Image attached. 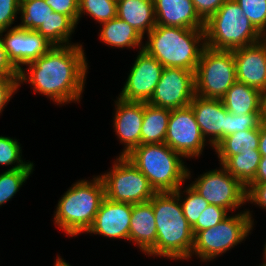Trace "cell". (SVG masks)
Here are the masks:
<instances>
[{
  "label": "cell",
  "instance_id": "8992f818",
  "mask_svg": "<svg viewBox=\"0 0 266 266\" xmlns=\"http://www.w3.org/2000/svg\"><path fill=\"white\" fill-rule=\"evenodd\" d=\"M206 46L234 50L261 41L264 36L234 0H227L204 25Z\"/></svg>",
  "mask_w": 266,
  "mask_h": 266
},
{
  "label": "cell",
  "instance_id": "1f68e13d",
  "mask_svg": "<svg viewBox=\"0 0 266 266\" xmlns=\"http://www.w3.org/2000/svg\"><path fill=\"white\" fill-rule=\"evenodd\" d=\"M33 171L34 169H16L0 173V207L16 196Z\"/></svg>",
  "mask_w": 266,
  "mask_h": 266
},
{
  "label": "cell",
  "instance_id": "60d3db41",
  "mask_svg": "<svg viewBox=\"0 0 266 266\" xmlns=\"http://www.w3.org/2000/svg\"><path fill=\"white\" fill-rule=\"evenodd\" d=\"M0 76L7 78H19V70L8 59L0 37Z\"/></svg>",
  "mask_w": 266,
  "mask_h": 266
},
{
  "label": "cell",
  "instance_id": "5bb4252c",
  "mask_svg": "<svg viewBox=\"0 0 266 266\" xmlns=\"http://www.w3.org/2000/svg\"><path fill=\"white\" fill-rule=\"evenodd\" d=\"M0 37L8 59L18 70L53 47L45 37L34 30L15 27L0 31Z\"/></svg>",
  "mask_w": 266,
  "mask_h": 266
},
{
  "label": "cell",
  "instance_id": "484cf974",
  "mask_svg": "<svg viewBox=\"0 0 266 266\" xmlns=\"http://www.w3.org/2000/svg\"><path fill=\"white\" fill-rule=\"evenodd\" d=\"M53 9L45 0H29L20 3V23L16 25L21 30H34L47 39V20Z\"/></svg>",
  "mask_w": 266,
  "mask_h": 266
},
{
  "label": "cell",
  "instance_id": "52a82bcc",
  "mask_svg": "<svg viewBox=\"0 0 266 266\" xmlns=\"http://www.w3.org/2000/svg\"><path fill=\"white\" fill-rule=\"evenodd\" d=\"M252 212L240 210L237 214H229L218 225L198 231L194 235L190 260L195 255L201 262L213 261L245 241L255 227Z\"/></svg>",
  "mask_w": 266,
  "mask_h": 266
},
{
  "label": "cell",
  "instance_id": "9a60e30c",
  "mask_svg": "<svg viewBox=\"0 0 266 266\" xmlns=\"http://www.w3.org/2000/svg\"><path fill=\"white\" fill-rule=\"evenodd\" d=\"M113 130L124 146L119 156H127L141 145V128L144 102L126 101L117 97L114 101Z\"/></svg>",
  "mask_w": 266,
  "mask_h": 266
},
{
  "label": "cell",
  "instance_id": "f35d334b",
  "mask_svg": "<svg viewBox=\"0 0 266 266\" xmlns=\"http://www.w3.org/2000/svg\"><path fill=\"white\" fill-rule=\"evenodd\" d=\"M19 90L18 78H7L0 76V113L4 111L7 104ZM0 114V115H1Z\"/></svg>",
  "mask_w": 266,
  "mask_h": 266
},
{
  "label": "cell",
  "instance_id": "74e56055",
  "mask_svg": "<svg viewBox=\"0 0 266 266\" xmlns=\"http://www.w3.org/2000/svg\"><path fill=\"white\" fill-rule=\"evenodd\" d=\"M246 203L266 210V182L250 183L246 187Z\"/></svg>",
  "mask_w": 266,
  "mask_h": 266
},
{
  "label": "cell",
  "instance_id": "7c38bea8",
  "mask_svg": "<svg viewBox=\"0 0 266 266\" xmlns=\"http://www.w3.org/2000/svg\"><path fill=\"white\" fill-rule=\"evenodd\" d=\"M195 95V73L193 71L166 67L147 103L174 110L189 106Z\"/></svg>",
  "mask_w": 266,
  "mask_h": 266
},
{
  "label": "cell",
  "instance_id": "d6986e66",
  "mask_svg": "<svg viewBox=\"0 0 266 266\" xmlns=\"http://www.w3.org/2000/svg\"><path fill=\"white\" fill-rule=\"evenodd\" d=\"M156 25L204 29L192 0H153Z\"/></svg>",
  "mask_w": 266,
  "mask_h": 266
},
{
  "label": "cell",
  "instance_id": "603a6c76",
  "mask_svg": "<svg viewBox=\"0 0 266 266\" xmlns=\"http://www.w3.org/2000/svg\"><path fill=\"white\" fill-rule=\"evenodd\" d=\"M228 112L234 115L265 113L262 105V92L245 83L236 81L221 98Z\"/></svg>",
  "mask_w": 266,
  "mask_h": 266
},
{
  "label": "cell",
  "instance_id": "cb8c5ba5",
  "mask_svg": "<svg viewBox=\"0 0 266 266\" xmlns=\"http://www.w3.org/2000/svg\"><path fill=\"white\" fill-rule=\"evenodd\" d=\"M260 128L239 131L224 137L214 148L219 159L218 164H224L231 156L243 154L246 151L258 150Z\"/></svg>",
  "mask_w": 266,
  "mask_h": 266
},
{
  "label": "cell",
  "instance_id": "4dcf8cb0",
  "mask_svg": "<svg viewBox=\"0 0 266 266\" xmlns=\"http://www.w3.org/2000/svg\"><path fill=\"white\" fill-rule=\"evenodd\" d=\"M28 161V162H27ZM22 158V147L19 139L0 136V166H10L7 170L34 169L33 162Z\"/></svg>",
  "mask_w": 266,
  "mask_h": 266
},
{
  "label": "cell",
  "instance_id": "f546056e",
  "mask_svg": "<svg viewBox=\"0 0 266 266\" xmlns=\"http://www.w3.org/2000/svg\"><path fill=\"white\" fill-rule=\"evenodd\" d=\"M174 193L179 197L182 211L188 224L193 227L201 213L208 207L209 203L189 184L185 187L182 185Z\"/></svg>",
  "mask_w": 266,
  "mask_h": 266
},
{
  "label": "cell",
  "instance_id": "f6af8a7d",
  "mask_svg": "<svg viewBox=\"0 0 266 266\" xmlns=\"http://www.w3.org/2000/svg\"><path fill=\"white\" fill-rule=\"evenodd\" d=\"M262 105L266 116V88L262 91Z\"/></svg>",
  "mask_w": 266,
  "mask_h": 266
},
{
  "label": "cell",
  "instance_id": "d6a6232c",
  "mask_svg": "<svg viewBox=\"0 0 266 266\" xmlns=\"http://www.w3.org/2000/svg\"><path fill=\"white\" fill-rule=\"evenodd\" d=\"M253 26L266 37V0H234Z\"/></svg>",
  "mask_w": 266,
  "mask_h": 266
},
{
  "label": "cell",
  "instance_id": "5b68a950",
  "mask_svg": "<svg viewBox=\"0 0 266 266\" xmlns=\"http://www.w3.org/2000/svg\"><path fill=\"white\" fill-rule=\"evenodd\" d=\"M126 158L144 174L156 193L175 192L192 176L185 159L166 143L139 145Z\"/></svg>",
  "mask_w": 266,
  "mask_h": 266
},
{
  "label": "cell",
  "instance_id": "ee69618b",
  "mask_svg": "<svg viewBox=\"0 0 266 266\" xmlns=\"http://www.w3.org/2000/svg\"><path fill=\"white\" fill-rule=\"evenodd\" d=\"M54 266H71L66 260L60 257V255L57 254V259L54 261Z\"/></svg>",
  "mask_w": 266,
  "mask_h": 266
},
{
  "label": "cell",
  "instance_id": "9c48e42d",
  "mask_svg": "<svg viewBox=\"0 0 266 266\" xmlns=\"http://www.w3.org/2000/svg\"><path fill=\"white\" fill-rule=\"evenodd\" d=\"M108 170L99 174L107 199L138 204L150 201L156 194L144 174L125 156H117Z\"/></svg>",
  "mask_w": 266,
  "mask_h": 266
},
{
  "label": "cell",
  "instance_id": "ac0fdd59",
  "mask_svg": "<svg viewBox=\"0 0 266 266\" xmlns=\"http://www.w3.org/2000/svg\"><path fill=\"white\" fill-rule=\"evenodd\" d=\"M237 81L261 92L266 88V37L233 50Z\"/></svg>",
  "mask_w": 266,
  "mask_h": 266
},
{
  "label": "cell",
  "instance_id": "836d02e7",
  "mask_svg": "<svg viewBox=\"0 0 266 266\" xmlns=\"http://www.w3.org/2000/svg\"><path fill=\"white\" fill-rule=\"evenodd\" d=\"M265 120V113H248L237 116L227 111V136L239 131L260 128Z\"/></svg>",
  "mask_w": 266,
  "mask_h": 266
},
{
  "label": "cell",
  "instance_id": "7dc6e473",
  "mask_svg": "<svg viewBox=\"0 0 266 266\" xmlns=\"http://www.w3.org/2000/svg\"><path fill=\"white\" fill-rule=\"evenodd\" d=\"M266 240V239H265ZM263 256H266V242H265V244H264V248H263Z\"/></svg>",
  "mask_w": 266,
  "mask_h": 266
},
{
  "label": "cell",
  "instance_id": "e575fe53",
  "mask_svg": "<svg viewBox=\"0 0 266 266\" xmlns=\"http://www.w3.org/2000/svg\"><path fill=\"white\" fill-rule=\"evenodd\" d=\"M229 215V212L217 205L209 204L208 207L201 213L196 224L192 227L193 235L198 231L208 229L218 225L223 219Z\"/></svg>",
  "mask_w": 266,
  "mask_h": 266
},
{
  "label": "cell",
  "instance_id": "ba28073f",
  "mask_svg": "<svg viewBox=\"0 0 266 266\" xmlns=\"http://www.w3.org/2000/svg\"><path fill=\"white\" fill-rule=\"evenodd\" d=\"M194 73L196 95L221 99L237 81L233 50L206 46Z\"/></svg>",
  "mask_w": 266,
  "mask_h": 266
},
{
  "label": "cell",
  "instance_id": "6da1fadb",
  "mask_svg": "<svg viewBox=\"0 0 266 266\" xmlns=\"http://www.w3.org/2000/svg\"><path fill=\"white\" fill-rule=\"evenodd\" d=\"M84 51L82 44L51 47L19 70L18 88L28 83L34 93L61 106L80 103L90 67Z\"/></svg>",
  "mask_w": 266,
  "mask_h": 266
},
{
  "label": "cell",
  "instance_id": "8fae6325",
  "mask_svg": "<svg viewBox=\"0 0 266 266\" xmlns=\"http://www.w3.org/2000/svg\"><path fill=\"white\" fill-rule=\"evenodd\" d=\"M164 143L185 160L199 159L203 155L205 146L209 144L201 134L190 105L171 110Z\"/></svg>",
  "mask_w": 266,
  "mask_h": 266
},
{
  "label": "cell",
  "instance_id": "277c9868",
  "mask_svg": "<svg viewBox=\"0 0 266 266\" xmlns=\"http://www.w3.org/2000/svg\"><path fill=\"white\" fill-rule=\"evenodd\" d=\"M143 49L163 66L195 72L206 47L204 29L156 25Z\"/></svg>",
  "mask_w": 266,
  "mask_h": 266
},
{
  "label": "cell",
  "instance_id": "3957f363",
  "mask_svg": "<svg viewBox=\"0 0 266 266\" xmlns=\"http://www.w3.org/2000/svg\"><path fill=\"white\" fill-rule=\"evenodd\" d=\"M106 198L100 175L79 179L59 198L53 223L68 237H78L92 226L95 216Z\"/></svg>",
  "mask_w": 266,
  "mask_h": 266
},
{
  "label": "cell",
  "instance_id": "4316f807",
  "mask_svg": "<svg viewBox=\"0 0 266 266\" xmlns=\"http://www.w3.org/2000/svg\"><path fill=\"white\" fill-rule=\"evenodd\" d=\"M262 155L259 150H252L231 156L223 166L245 188L254 180Z\"/></svg>",
  "mask_w": 266,
  "mask_h": 266
},
{
  "label": "cell",
  "instance_id": "ffe728a7",
  "mask_svg": "<svg viewBox=\"0 0 266 266\" xmlns=\"http://www.w3.org/2000/svg\"><path fill=\"white\" fill-rule=\"evenodd\" d=\"M156 220L150 201L132 204L129 241L146 254L156 244Z\"/></svg>",
  "mask_w": 266,
  "mask_h": 266
},
{
  "label": "cell",
  "instance_id": "7bdbcfd3",
  "mask_svg": "<svg viewBox=\"0 0 266 266\" xmlns=\"http://www.w3.org/2000/svg\"><path fill=\"white\" fill-rule=\"evenodd\" d=\"M258 150L262 156H266V120L260 125Z\"/></svg>",
  "mask_w": 266,
  "mask_h": 266
},
{
  "label": "cell",
  "instance_id": "f1b7e54d",
  "mask_svg": "<svg viewBox=\"0 0 266 266\" xmlns=\"http://www.w3.org/2000/svg\"><path fill=\"white\" fill-rule=\"evenodd\" d=\"M102 24L117 17V0H79L78 23L84 16Z\"/></svg>",
  "mask_w": 266,
  "mask_h": 266
},
{
  "label": "cell",
  "instance_id": "7a4b0ae2",
  "mask_svg": "<svg viewBox=\"0 0 266 266\" xmlns=\"http://www.w3.org/2000/svg\"><path fill=\"white\" fill-rule=\"evenodd\" d=\"M150 202L155 215L157 236L156 244L145 255L172 261H189L194 235L183 214L179 197L174 192L156 193Z\"/></svg>",
  "mask_w": 266,
  "mask_h": 266
},
{
  "label": "cell",
  "instance_id": "7402d4cb",
  "mask_svg": "<svg viewBox=\"0 0 266 266\" xmlns=\"http://www.w3.org/2000/svg\"><path fill=\"white\" fill-rule=\"evenodd\" d=\"M100 27L98 36L100 42L105 45L111 48L115 47V49L127 48L129 50L130 48H137L139 51L143 49L145 37L124 20L116 17L100 24Z\"/></svg>",
  "mask_w": 266,
  "mask_h": 266
},
{
  "label": "cell",
  "instance_id": "ab89813d",
  "mask_svg": "<svg viewBox=\"0 0 266 266\" xmlns=\"http://www.w3.org/2000/svg\"><path fill=\"white\" fill-rule=\"evenodd\" d=\"M227 0H192L199 17L206 22Z\"/></svg>",
  "mask_w": 266,
  "mask_h": 266
},
{
  "label": "cell",
  "instance_id": "4fadbf2b",
  "mask_svg": "<svg viewBox=\"0 0 266 266\" xmlns=\"http://www.w3.org/2000/svg\"><path fill=\"white\" fill-rule=\"evenodd\" d=\"M163 69L164 66L144 49L138 51L118 97L126 101L147 103L160 80Z\"/></svg>",
  "mask_w": 266,
  "mask_h": 266
},
{
  "label": "cell",
  "instance_id": "d4e9b609",
  "mask_svg": "<svg viewBox=\"0 0 266 266\" xmlns=\"http://www.w3.org/2000/svg\"><path fill=\"white\" fill-rule=\"evenodd\" d=\"M171 110L144 102L141 145L164 143Z\"/></svg>",
  "mask_w": 266,
  "mask_h": 266
},
{
  "label": "cell",
  "instance_id": "c3c4849f",
  "mask_svg": "<svg viewBox=\"0 0 266 266\" xmlns=\"http://www.w3.org/2000/svg\"><path fill=\"white\" fill-rule=\"evenodd\" d=\"M24 1H29V0H19L20 3L24 2Z\"/></svg>",
  "mask_w": 266,
  "mask_h": 266
},
{
  "label": "cell",
  "instance_id": "8d00e7d4",
  "mask_svg": "<svg viewBox=\"0 0 266 266\" xmlns=\"http://www.w3.org/2000/svg\"><path fill=\"white\" fill-rule=\"evenodd\" d=\"M54 12L68 16L78 25V4L79 0H45Z\"/></svg>",
  "mask_w": 266,
  "mask_h": 266
},
{
  "label": "cell",
  "instance_id": "d590c367",
  "mask_svg": "<svg viewBox=\"0 0 266 266\" xmlns=\"http://www.w3.org/2000/svg\"><path fill=\"white\" fill-rule=\"evenodd\" d=\"M19 10V0H0V31L16 27L12 25L17 22Z\"/></svg>",
  "mask_w": 266,
  "mask_h": 266
},
{
  "label": "cell",
  "instance_id": "b9f144b4",
  "mask_svg": "<svg viewBox=\"0 0 266 266\" xmlns=\"http://www.w3.org/2000/svg\"><path fill=\"white\" fill-rule=\"evenodd\" d=\"M266 182V156H262L258 165L256 175L251 183Z\"/></svg>",
  "mask_w": 266,
  "mask_h": 266
},
{
  "label": "cell",
  "instance_id": "83f0119b",
  "mask_svg": "<svg viewBox=\"0 0 266 266\" xmlns=\"http://www.w3.org/2000/svg\"><path fill=\"white\" fill-rule=\"evenodd\" d=\"M76 27L68 16L53 12L47 20V40L53 46L80 44L71 42Z\"/></svg>",
  "mask_w": 266,
  "mask_h": 266
},
{
  "label": "cell",
  "instance_id": "30bf717a",
  "mask_svg": "<svg viewBox=\"0 0 266 266\" xmlns=\"http://www.w3.org/2000/svg\"><path fill=\"white\" fill-rule=\"evenodd\" d=\"M189 185L209 204L220 206L229 213L246 204V188L220 164L198 175Z\"/></svg>",
  "mask_w": 266,
  "mask_h": 266
},
{
  "label": "cell",
  "instance_id": "44dd1931",
  "mask_svg": "<svg viewBox=\"0 0 266 266\" xmlns=\"http://www.w3.org/2000/svg\"><path fill=\"white\" fill-rule=\"evenodd\" d=\"M117 17L143 37L156 26L153 0H117Z\"/></svg>",
  "mask_w": 266,
  "mask_h": 266
},
{
  "label": "cell",
  "instance_id": "2e32d148",
  "mask_svg": "<svg viewBox=\"0 0 266 266\" xmlns=\"http://www.w3.org/2000/svg\"><path fill=\"white\" fill-rule=\"evenodd\" d=\"M132 204L115 202L105 198L92 226L85 234L101 235L102 238L129 241Z\"/></svg>",
  "mask_w": 266,
  "mask_h": 266
},
{
  "label": "cell",
  "instance_id": "e0dca14e",
  "mask_svg": "<svg viewBox=\"0 0 266 266\" xmlns=\"http://www.w3.org/2000/svg\"><path fill=\"white\" fill-rule=\"evenodd\" d=\"M190 106L193 109L202 136L214 149L227 136V110L225 105L221 99L195 95Z\"/></svg>",
  "mask_w": 266,
  "mask_h": 266
},
{
  "label": "cell",
  "instance_id": "bcb514c9",
  "mask_svg": "<svg viewBox=\"0 0 266 266\" xmlns=\"http://www.w3.org/2000/svg\"><path fill=\"white\" fill-rule=\"evenodd\" d=\"M259 266H266V256H263V262Z\"/></svg>",
  "mask_w": 266,
  "mask_h": 266
}]
</instances>
